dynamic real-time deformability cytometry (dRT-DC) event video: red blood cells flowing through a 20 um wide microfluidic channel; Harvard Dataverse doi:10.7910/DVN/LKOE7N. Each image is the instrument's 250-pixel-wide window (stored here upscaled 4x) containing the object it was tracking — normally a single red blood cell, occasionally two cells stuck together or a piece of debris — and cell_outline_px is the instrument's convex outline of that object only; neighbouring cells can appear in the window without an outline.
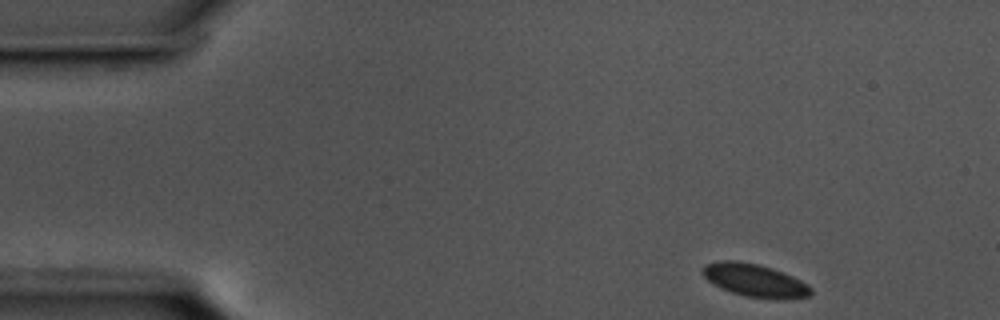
{"species": "common noctule bat (a hibernating species)", "species_latin": "Nyctalus noctula", "temperature_condition": "cold", "stored_images_in_passage": 51, "camera_frame_rate_fps": 3000, "um_per_image_px": 0.085, "animal": {"sex": "male", "body_mass_g": 17.5, "forearm_length_mm": 52.3}, "frame": {"image": 1, "passage_image": 1, "time_ms": 0.0, "image_size_px": [1000, 320], "cell_outline_px": [[812, 292], [808, 296], [784, 300], [776, 300], [744, 296], [720, 288], [712, 284], [704, 276], [700, 268], [704, 264], [720, 260], [736, 260], [760, 264], [772, 268], [792, 276], [808, 284], [812, 288]], "centroid_in_image_um": [64.14, 23.83], "position_along_channel_um": 20.9, "area_um2": 21.15}}
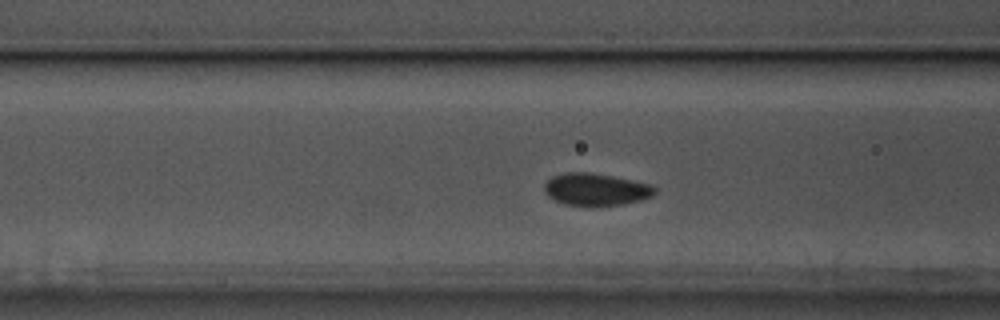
{"frame": {"image": 2, "passage_image": 16, "time_ms": 5.0, "image_size_px": [1000, 320], "cell_outline_px": [[656, 192], [652, 196], [640, 200], [624, 204], [596, 208], [564, 204], [548, 196], [544, 192], [544, 184], [552, 176], [564, 172], [588, 172], [612, 176], [652, 184], [656, 188]], "centroid_in_image_um": [50.65, 16.12], "position_along_channel_um": 116.0, "area_um2": 21.27}}
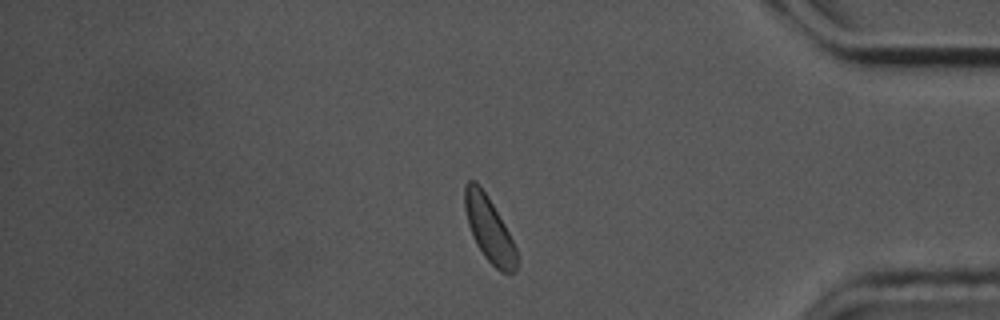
{"frame": {"image": 3, "passage_image": 42, "time_ms": 13.667, "image_size_px": [1000, 320], "cell_outline_px": [[516, 272], [500, 272], [484, 256], [476, 244], [472, 236], [468, 224], [464, 208], [464, 184], [468, 180], [476, 180], [480, 184], [488, 196], [504, 224], [516, 248]], "centroid_in_image_um": [41.53, 19.42], "position_along_channel_um": 393.7, "area_um2": 19.59}, "authors_computed_cell_mechanics": {"area_um2": 20.0566, "velocity_mm_per_s": 3.5306, "shape_relaxation_time_tau1_ms": 8.8944, "shape_relaxation_time_tau2_ms": null, "deformation_change_tau1": 0.1143, "deformation_change_tau2": null}}